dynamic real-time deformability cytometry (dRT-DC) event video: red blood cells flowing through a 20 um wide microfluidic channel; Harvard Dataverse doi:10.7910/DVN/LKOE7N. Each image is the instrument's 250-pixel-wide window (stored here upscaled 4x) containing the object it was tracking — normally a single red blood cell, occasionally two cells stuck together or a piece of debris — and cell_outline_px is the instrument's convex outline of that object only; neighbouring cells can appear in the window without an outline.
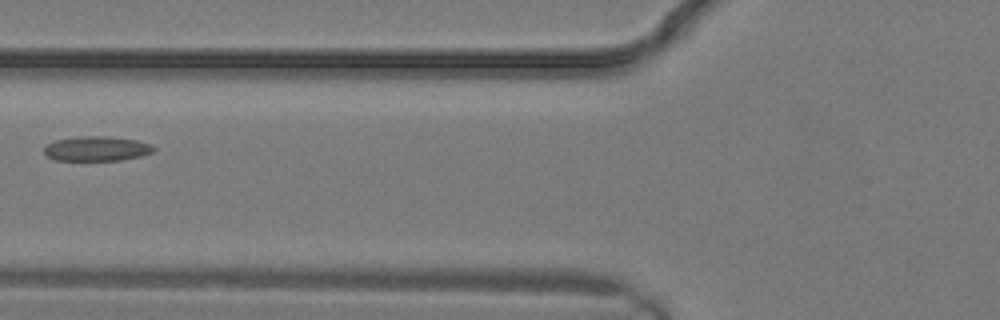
{"species": "common noctule bat (a hibernating species)", "species_latin": "Nyctalus noctula", "temperature_condition": "warm", "stored_images_in_passage": 21, "camera_frame_rate_fps": 3000, "um_per_image_px": 0.085, "animal": {"sex": "male", "body_mass_g": 19.2, "forearm_length_mm": 51.8}, "frame": {"image": 1, "passage_image": 12, "time_ms": 3.667, "image_size_px": [1000, 320], "cell_outline_px": [[156, 148], [152, 152], [140, 156], [120, 160], [52, 160], [44, 152], [44, 148], [48, 144], [56, 140], [76, 136], [108, 136], [136, 140], [148, 144]], "centroid_in_image_um": [8.19, 12.63], "position_along_channel_um": 117.6, "area_um2": 15.66}}
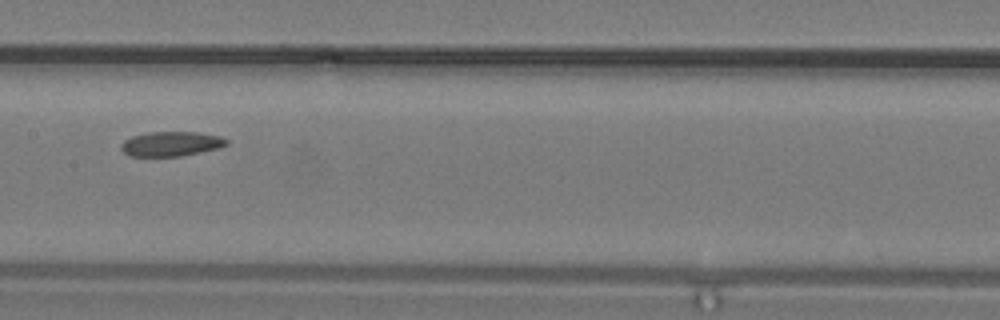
{"frame": {"image": 2, "passage_image": 15, "time_ms": 4.667, "image_size_px": [1000, 320], "cell_outline_px": [[228, 144], [220, 148], [180, 156], [128, 156], [120, 148], [120, 144], [124, 140], [132, 136], [148, 132], [196, 132], [220, 136], [228, 140]], "centroid_in_image_um": [14.53, 12.23], "position_along_channel_um": 192.9, "area_um2": 15.2}}
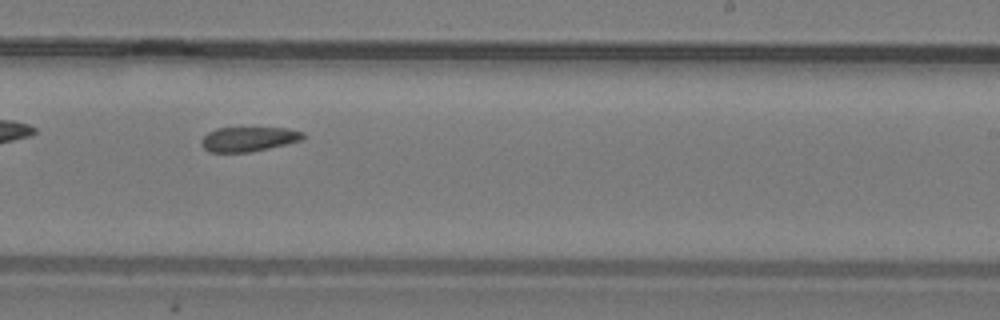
{"frame": {"image": 3, "passage_image": 18, "time_ms": 5.667, "image_size_px": [1000, 320], "cell_outline_px": [[304, 140], [252, 152], [208, 152], [200, 144], [200, 140], [208, 132], [216, 128], [284, 128], [304, 132]], "centroid_in_image_um": [21.12, 11.83], "position_along_channel_um": 267.9, "area_um2": 14.68}}